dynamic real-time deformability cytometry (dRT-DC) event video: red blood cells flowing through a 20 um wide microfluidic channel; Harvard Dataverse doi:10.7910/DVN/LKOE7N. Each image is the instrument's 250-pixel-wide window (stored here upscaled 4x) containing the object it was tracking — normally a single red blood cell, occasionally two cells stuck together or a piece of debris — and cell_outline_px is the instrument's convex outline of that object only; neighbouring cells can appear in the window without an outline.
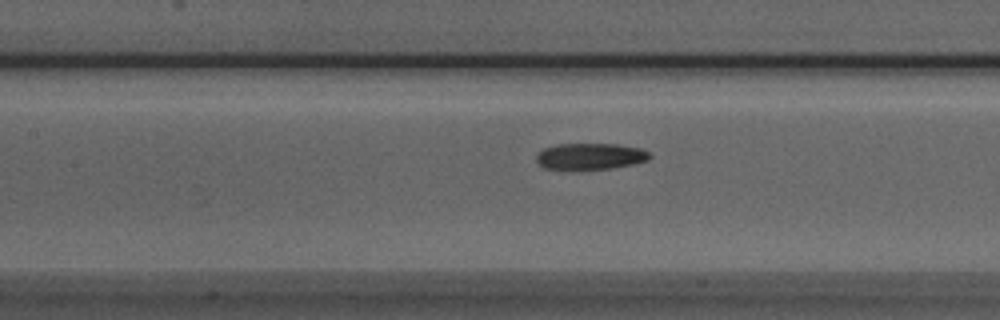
{"species": "Egyptian fruit bat (a non-hibernating species)", "species_latin": "Rousettus aegyptiacus", "temperature_condition": "room temperature", "stored_images_in_passage": 36, "camera_frame_rate_fps": 3000, "um_per_image_px": 0.085, "animal": {"sex": "male"}, "frame": {"image": 1, "passage_image": 17, "time_ms": 5.333, "image_size_px": [1000, 320], "cell_outline_px": [[652, 156], [648, 160], [632, 164], [612, 168], [544, 168], [536, 160], [536, 156], [544, 148], [556, 144], [616, 144], [640, 148], [648, 152]], "centroid_in_image_um": [50.2, 13.26], "position_along_channel_um": 157.2, "area_um2": 16.99}}
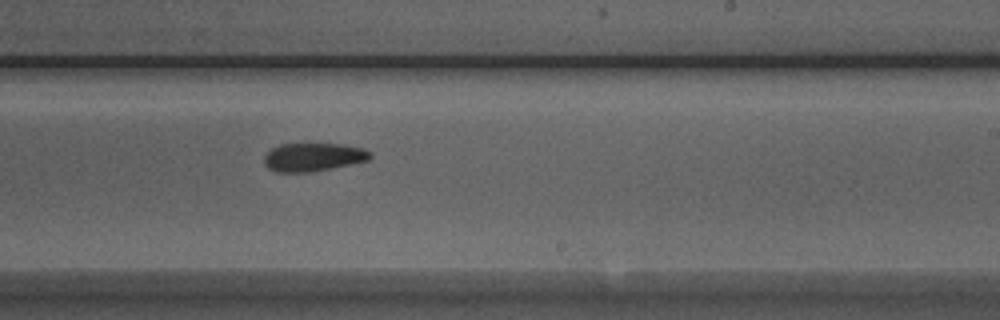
{"frame": {"image": 2, "passage_image": 25, "time_ms": 8.0, "image_size_px": [1000, 320], "cell_outline_px": [[372, 156], [368, 160], [312, 172], [276, 172], [268, 168], [264, 164], [264, 156], [272, 148], [280, 144], [344, 144], [364, 148], [372, 152]], "centroid_in_image_um": [26.63, 13.35], "position_along_channel_um": 262.4, "area_um2": 17.51}}
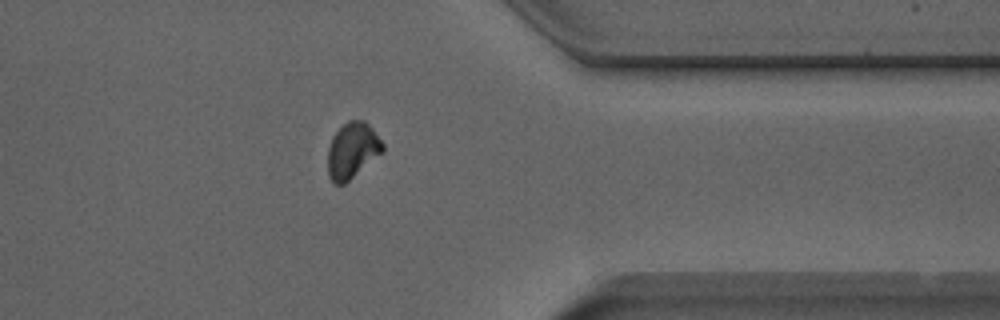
{"frame": {"image": 3, "passage_image": 35, "time_ms": 11.333, "image_size_px": [1000, 320], "cell_outline_px": [[384, 152], [344, 184], [332, 184], [328, 176], [328, 148], [332, 136], [348, 120], [364, 120], [372, 128], [384, 144]], "centroid_in_image_um": [29.95, 12.8], "position_along_channel_um": 381.5, "area_um2": 17.98}}